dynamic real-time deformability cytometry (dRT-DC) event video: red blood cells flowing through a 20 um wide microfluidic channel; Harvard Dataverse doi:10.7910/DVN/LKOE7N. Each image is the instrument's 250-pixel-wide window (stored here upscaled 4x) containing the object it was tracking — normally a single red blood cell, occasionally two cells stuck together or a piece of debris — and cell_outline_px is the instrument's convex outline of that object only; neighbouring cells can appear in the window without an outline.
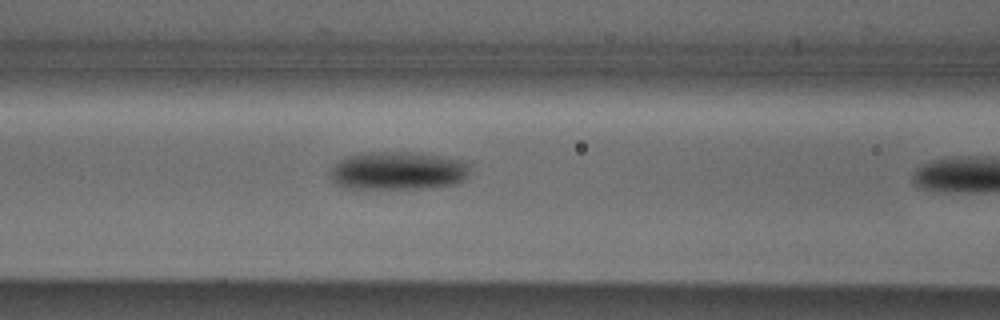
{"species": "Egyptian fruit bat (a non-hibernating species)", "species_latin": "Rousettus aegyptiacus", "temperature_condition": "cold", "stored_images_in_passage": 10, "camera_frame_rate_fps": 3000, "um_per_image_px": 0.085, "animal": {"sex": "male"}, "frame": {"image": 1, "passage_image": 9, "time_ms": 2.667, "image_size_px": [1000, 320], "cell_outline_px": [[468, 172], [464, 180], [452, 184], [420, 188], [348, 188], [336, 184], [332, 180], [332, 168], [340, 160], [348, 156], [368, 152], [412, 152], [440, 156], [460, 160], [468, 164]], "centroid_in_image_um": [33.81, 14.51], "position_along_channel_um": 132.8, "area_um2": 30.52}}